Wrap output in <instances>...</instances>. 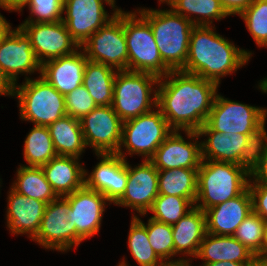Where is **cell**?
<instances>
[{
	"label": "cell",
	"instance_id": "obj_1",
	"mask_svg": "<svg viewBox=\"0 0 267 266\" xmlns=\"http://www.w3.org/2000/svg\"><path fill=\"white\" fill-rule=\"evenodd\" d=\"M157 84L156 108L173 130L198 131L206 123L217 94L216 83L179 70L160 77Z\"/></svg>",
	"mask_w": 267,
	"mask_h": 266
},
{
	"label": "cell",
	"instance_id": "obj_2",
	"mask_svg": "<svg viewBox=\"0 0 267 266\" xmlns=\"http://www.w3.org/2000/svg\"><path fill=\"white\" fill-rule=\"evenodd\" d=\"M250 56L251 52L235 47L211 26L195 25L190 35L188 57L181 71L219 85L221 76L239 69Z\"/></svg>",
	"mask_w": 267,
	"mask_h": 266
},
{
	"label": "cell",
	"instance_id": "obj_3",
	"mask_svg": "<svg viewBox=\"0 0 267 266\" xmlns=\"http://www.w3.org/2000/svg\"><path fill=\"white\" fill-rule=\"evenodd\" d=\"M150 24L160 57L171 71L182 70L188 57L190 35L195 26L170 10H139Z\"/></svg>",
	"mask_w": 267,
	"mask_h": 266
},
{
	"label": "cell",
	"instance_id": "obj_4",
	"mask_svg": "<svg viewBox=\"0 0 267 266\" xmlns=\"http://www.w3.org/2000/svg\"><path fill=\"white\" fill-rule=\"evenodd\" d=\"M248 176L251 177L235 163L202 160L198 169L197 196L194 206L205 211L239 196L248 188Z\"/></svg>",
	"mask_w": 267,
	"mask_h": 266
},
{
	"label": "cell",
	"instance_id": "obj_5",
	"mask_svg": "<svg viewBox=\"0 0 267 266\" xmlns=\"http://www.w3.org/2000/svg\"><path fill=\"white\" fill-rule=\"evenodd\" d=\"M19 99L21 119L34 125L48 127L67 115L64 95L41 76L37 80L26 78L23 85H14L11 96Z\"/></svg>",
	"mask_w": 267,
	"mask_h": 266
},
{
	"label": "cell",
	"instance_id": "obj_6",
	"mask_svg": "<svg viewBox=\"0 0 267 266\" xmlns=\"http://www.w3.org/2000/svg\"><path fill=\"white\" fill-rule=\"evenodd\" d=\"M159 82V77L147 72L117 71L114 78L113 101L111 106L121 120L138 117L157 107V90L151 101L153 84Z\"/></svg>",
	"mask_w": 267,
	"mask_h": 266
},
{
	"label": "cell",
	"instance_id": "obj_7",
	"mask_svg": "<svg viewBox=\"0 0 267 266\" xmlns=\"http://www.w3.org/2000/svg\"><path fill=\"white\" fill-rule=\"evenodd\" d=\"M136 15L124 12L128 71L147 72L159 78L166 76L171 70L160 57L151 26L141 15L140 18Z\"/></svg>",
	"mask_w": 267,
	"mask_h": 266
},
{
	"label": "cell",
	"instance_id": "obj_8",
	"mask_svg": "<svg viewBox=\"0 0 267 266\" xmlns=\"http://www.w3.org/2000/svg\"><path fill=\"white\" fill-rule=\"evenodd\" d=\"M83 45L84 47L80 48H83L88 60L111 66L117 71L128 70L124 12L119 9L114 17L92 34Z\"/></svg>",
	"mask_w": 267,
	"mask_h": 266
},
{
	"label": "cell",
	"instance_id": "obj_9",
	"mask_svg": "<svg viewBox=\"0 0 267 266\" xmlns=\"http://www.w3.org/2000/svg\"><path fill=\"white\" fill-rule=\"evenodd\" d=\"M173 131L158 108L156 112L152 110L124 121L121 145L127 148L129 155L140 154L149 160Z\"/></svg>",
	"mask_w": 267,
	"mask_h": 266
},
{
	"label": "cell",
	"instance_id": "obj_10",
	"mask_svg": "<svg viewBox=\"0 0 267 266\" xmlns=\"http://www.w3.org/2000/svg\"><path fill=\"white\" fill-rule=\"evenodd\" d=\"M267 109L224 99L216 94L206 124L216 132L249 135L266 120Z\"/></svg>",
	"mask_w": 267,
	"mask_h": 266
},
{
	"label": "cell",
	"instance_id": "obj_11",
	"mask_svg": "<svg viewBox=\"0 0 267 266\" xmlns=\"http://www.w3.org/2000/svg\"><path fill=\"white\" fill-rule=\"evenodd\" d=\"M86 146H91L96 154L116 153L123 159L121 150L123 121L110 106H97L81 120Z\"/></svg>",
	"mask_w": 267,
	"mask_h": 266
},
{
	"label": "cell",
	"instance_id": "obj_12",
	"mask_svg": "<svg viewBox=\"0 0 267 266\" xmlns=\"http://www.w3.org/2000/svg\"><path fill=\"white\" fill-rule=\"evenodd\" d=\"M41 72V63L38 61L31 46L30 38L18 27L11 28L0 41V75L12 88L20 73Z\"/></svg>",
	"mask_w": 267,
	"mask_h": 266
},
{
	"label": "cell",
	"instance_id": "obj_13",
	"mask_svg": "<svg viewBox=\"0 0 267 266\" xmlns=\"http://www.w3.org/2000/svg\"><path fill=\"white\" fill-rule=\"evenodd\" d=\"M69 209L68 200L62 196L48 203L39 231L33 239L45 248L60 251H66L73 245L78 246L83 239L69 223Z\"/></svg>",
	"mask_w": 267,
	"mask_h": 266
},
{
	"label": "cell",
	"instance_id": "obj_14",
	"mask_svg": "<svg viewBox=\"0 0 267 266\" xmlns=\"http://www.w3.org/2000/svg\"><path fill=\"white\" fill-rule=\"evenodd\" d=\"M103 2L115 7L113 0H64L63 11L67 16L62 18V22L79 47L119 10L115 9L113 15L108 16Z\"/></svg>",
	"mask_w": 267,
	"mask_h": 266
},
{
	"label": "cell",
	"instance_id": "obj_15",
	"mask_svg": "<svg viewBox=\"0 0 267 266\" xmlns=\"http://www.w3.org/2000/svg\"><path fill=\"white\" fill-rule=\"evenodd\" d=\"M19 27L30 38L31 46L41 65L45 61L70 55L76 48L80 49L62 20L48 23L24 22Z\"/></svg>",
	"mask_w": 267,
	"mask_h": 266
},
{
	"label": "cell",
	"instance_id": "obj_16",
	"mask_svg": "<svg viewBox=\"0 0 267 266\" xmlns=\"http://www.w3.org/2000/svg\"><path fill=\"white\" fill-rule=\"evenodd\" d=\"M69 203L68 216L72 228L84 240L98 233L101 218L105 209V201H109L98 191L85 185L73 193L64 196Z\"/></svg>",
	"mask_w": 267,
	"mask_h": 266
},
{
	"label": "cell",
	"instance_id": "obj_17",
	"mask_svg": "<svg viewBox=\"0 0 267 266\" xmlns=\"http://www.w3.org/2000/svg\"><path fill=\"white\" fill-rule=\"evenodd\" d=\"M159 195L158 170L150 160L131 168L128 164L126 190L116 205L132 207L137 213L145 215Z\"/></svg>",
	"mask_w": 267,
	"mask_h": 266
},
{
	"label": "cell",
	"instance_id": "obj_18",
	"mask_svg": "<svg viewBox=\"0 0 267 266\" xmlns=\"http://www.w3.org/2000/svg\"><path fill=\"white\" fill-rule=\"evenodd\" d=\"M102 157L85 186L103 194L114 204L122 197L128 180V162L116 153L96 154Z\"/></svg>",
	"mask_w": 267,
	"mask_h": 266
},
{
	"label": "cell",
	"instance_id": "obj_19",
	"mask_svg": "<svg viewBox=\"0 0 267 266\" xmlns=\"http://www.w3.org/2000/svg\"><path fill=\"white\" fill-rule=\"evenodd\" d=\"M197 142H186L178 130H174L149 160L157 170L199 169L202 161L201 143Z\"/></svg>",
	"mask_w": 267,
	"mask_h": 266
},
{
	"label": "cell",
	"instance_id": "obj_20",
	"mask_svg": "<svg viewBox=\"0 0 267 266\" xmlns=\"http://www.w3.org/2000/svg\"><path fill=\"white\" fill-rule=\"evenodd\" d=\"M253 211L252 196L247 188L239 196L206 209V232L233 236L238 226Z\"/></svg>",
	"mask_w": 267,
	"mask_h": 266
},
{
	"label": "cell",
	"instance_id": "obj_21",
	"mask_svg": "<svg viewBox=\"0 0 267 266\" xmlns=\"http://www.w3.org/2000/svg\"><path fill=\"white\" fill-rule=\"evenodd\" d=\"M77 50L70 55L45 61L41 65L40 76L64 96L83 83L88 59L84 52Z\"/></svg>",
	"mask_w": 267,
	"mask_h": 266
},
{
	"label": "cell",
	"instance_id": "obj_22",
	"mask_svg": "<svg viewBox=\"0 0 267 266\" xmlns=\"http://www.w3.org/2000/svg\"><path fill=\"white\" fill-rule=\"evenodd\" d=\"M188 138L208 135L207 141L201 143L202 160H213L238 164L240 155L246 146L247 136L236 133L213 131L206 123L198 131H185Z\"/></svg>",
	"mask_w": 267,
	"mask_h": 266
},
{
	"label": "cell",
	"instance_id": "obj_23",
	"mask_svg": "<svg viewBox=\"0 0 267 266\" xmlns=\"http://www.w3.org/2000/svg\"><path fill=\"white\" fill-rule=\"evenodd\" d=\"M8 195L7 225L12 234L29 233L33 239L39 231L46 203L28 198L11 188Z\"/></svg>",
	"mask_w": 267,
	"mask_h": 266
},
{
	"label": "cell",
	"instance_id": "obj_24",
	"mask_svg": "<svg viewBox=\"0 0 267 266\" xmlns=\"http://www.w3.org/2000/svg\"><path fill=\"white\" fill-rule=\"evenodd\" d=\"M79 158L57 155L41 168L58 197H64L85 185L86 170L78 164Z\"/></svg>",
	"mask_w": 267,
	"mask_h": 266
},
{
	"label": "cell",
	"instance_id": "obj_25",
	"mask_svg": "<svg viewBox=\"0 0 267 266\" xmlns=\"http://www.w3.org/2000/svg\"><path fill=\"white\" fill-rule=\"evenodd\" d=\"M210 238V239H209ZM196 258L204 264L222 261L237 263H255L258 257L233 236L206 233Z\"/></svg>",
	"mask_w": 267,
	"mask_h": 266
},
{
	"label": "cell",
	"instance_id": "obj_26",
	"mask_svg": "<svg viewBox=\"0 0 267 266\" xmlns=\"http://www.w3.org/2000/svg\"><path fill=\"white\" fill-rule=\"evenodd\" d=\"M174 255L183 252L196 257L206 232L205 212L194 206L172 225Z\"/></svg>",
	"mask_w": 267,
	"mask_h": 266
},
{
	"label": "cell",
	"instance_id": "obj_27",
	"mask_svg": "<svg viewBox=\"0 0 267 266\" xmlns=\"http://www.w3.org/2000/svg\"><path fill=\"white\" fill-rule=\"evenodd\" d=\"M48 129L57 155L79 158L86 148L79 119L66 115Z\"/></svg>",
	"mask_w": 267,
	"mask_h": 266
},
{
	"label": "cell",
	"instance_id": "obj_28",
	"mask_svg": "<svg viewBox=\"0 0 267 266\" xmlns=\"http://www.w3.org/2000/svg\"><path fill=\"white\" fill-rule=\"evenodd\" d=\"M111 66L87 60L82 85L87 89L97 106H110L116 71Z\"/></svg>",
	"mask_w": 267,
	"mask_h": 266
},
{
	"label": "cell",
	"instance_id": "obj_29",
	"mask_svg": "<svg viewBox=\"0 0 267 266\" xmlns=\"http://www.w3.org/2000/svg\"><path fill=\"white\" fill-rule=\"evenodd\" d=\"M198 169L158 170L159 195L188 198L194 205L197 196Z\"/></svg>",
	"mask_w": 267,
	"mask_h": 266
},
{
	"label": "cell",
	"instance_id": "obj_30",
	"mask_svg": "<svg viewBox=\"0 0 267 266\" xmlns=\"http://www.w3.org/2000/svg\"><path fill=\"white\" fill-rule=\"evenodd\" d=\"M12 189L28 198L41 200L46 204L58 197L41 167L20 166L17 170V180L12 185Z\"/></svg>",
	"mask_w": 267,
	"mask_h": 266
},
{
	"label": "cell",
	"instance_id": "obj_31",
	"mask_svg": "<svg viewBox=\"0 0 267 266\" xmlns=\"http://www.w3.org/2000/svg\"><path fill=\"white\" fill-rule=\"evenodd\" d=\"M57 156L48 127L35 125L24 144V158L29 167H42Z\"/></svg>",
	"mask_w": 267,
	"mask_h": 266
},
{
	"label": "cell",
	"instance_id": "obj_32",
	"mask_svg": "<svg viewBox=\"0 0 267 266\" xmlns=\"http://www.w3.org/2000/svg\"><path fill=\"white\" fill-rule=\"evenodd\" d=\"M169 5L175 13L190 20L194 25L210 26L212 24L210 19L219 20L229 16L219 0H173ZM187 13L202 17L196 18L197 20L194 21Z\"/></svg>",
	"mask_w": 267,
	"mask_h": 266
},
{
	"label": "cell",
	"instance_id": "obj_33",
	"mask_svg": "<svg viewBox=\"0 0 267 266\" xmlns=\"http://www.w3.org/2000/svg\"><path fill=\"white\" fill-rule=\"evenodd\" d=\"M128 246L131 255L140 266H164V263L152 249L146 230V225L133 216L130 225Z\"/></svg>",
	"mask_w": 267,
	"mask_h": 266
},
{
	"label": "cell",
	"instance_id": "obj_34",
	"mask_svg": "<svg viewBox=\"0 0 267 266\" xmlns=\"http://www.w3.org/2000/svg\"><path fill=\"white\" fill-rule=\"evenodd\" d=\"M265 221L252 211L238 226L233 237L246 246L258 259L264 260Z\"/></svg>",
	"mask_w": 267,
	"mask_h": 266
},
{
	"label": "cell",
	"instance_id": "obj_35",
	"mask_svg": "<svg viewBox=\"0 0 267 266\" xmlns=\"http://www.w3.org/2000/svg\"><path fill=\"white\" fill-rule=\"evenodd\" d=\"M193 205L188 198L158 195L149 211L154 214L152 219L174 225L194 207Z\"/></svg>",
	"mask_w": 267,
	"mask_h": 266
},
{
	"label": "cell",
	"instance_id": "obj_36",
	"mask_svg": "<svg viewBox=\"0 0 267 266\" xmlns=\"http://www.w3.org/2000/svg\"><path fill=\"white\" fill-rule=\"evenodd\" d=\"M146 230L152 249L164 263L174 264L189 261L185 259L167 261L171 256H174L172 225L150 218Z\"/></svg>",
	"mask_w": 267,
	"mask_h": 266
},
{
	"label": "cell",
	"instance_id": "obj_37",
	"mask_svg": "<svg viewBox=\"0 0 267 266\" xmlns=\"http://www.w3.org/2000/svg\"><path fill=\"white\" fill-rule=\"evenodd\" d=\"M264 124L265 122L247 136L246 146L237 164L250 176L267 154V133Z\"/></svg>",
	"mask_w": 267,
	"mask_h": 266
},
{
	"label": "cell",
	"instance_id": "obj_38",
	"mask_svg": "<svg viewBox=\"0 0 267 266\" xmlns=\"http://www.w3.org/2000/svg\"><path fill=\"white\" fill-rule=\"evenodd\" d=\"M239 16L245 21L256 44L267 46V0H253Z\"/></svg>",
	"mask_w": 267,
	"mask_h": 266
},
{
	"label": "cell",
	"instance_id": "obj_39",
	"mask_svg": "<svg viewBox=\"0 0 267 266\" xmlns=\"http://www.w3.org/2000/svg\"><path fill=\"white\" fill-rule=\"evenodd\" d=\"M64 98L67 115L79 120L97 107L95 101L83 85L66 94Z\"/></svg>",
	"mask_w": 267,
	"mask_h": 266
},
{
	"label": "cell",
	"instance_id": "obj_40",
	"mask_svg": "<svg viewBox=\"0 0 267 266\" xmlns=\"http://www.w3.org/2000/svg\"><path fill=\"white\" fill-rule=\"evenodd\" d=\"M31 15H36V19L32 17L24 22L32 23H48L58 22L62 20L64 0H30L27 4Z\"/></svg>",
	"mask_w": 267,
	"mask_h": 266
},
{
	"label": "cell",
	"instance_id": "obj_41",
	"mask_svg": "<svg viewBox=\"0 0 267 266\" xmlns=\"http://www.w3.org/2000/svg\"><path fill=\"white\" fill-rule=\"evenodd\" d=\"M248 188L252 196L253 211L264 221H267V186L252 184L250 180Z\"/></svg>",
	"mask_w": 267,
	"mask_h": 266
},
{
	"label": "cell",
	"instance_id": "obj_42",
	"mask_svg": "<svg viewBox=\"0 0 267 266\" xmlns=\"http://www.w3.org/2000/svg\"><path fill=\"white\" fill-rule=\"evenodd\" d=\"M252 1L253 0H219L228 15H239L251 4Z\"/></svg>",
	"mask_w": 267,
	"mask_h": 266
},
{
	"label": "cell",
	"instance_id": "obj_43",
	"mask_svg": "<svg viewBox=\"0 0 267 266\" xmlns=\"http://www.w3.org/2000/svg\"><path fill=\"white\" fill-rule=\"evenodd\" d=\"M253 176V184H262L267 186V154L261 160L258 168L251 174Z\"/></svg>",
	"mask_w": 267,
	"mask_h": 266
},
{
	"label": "cell",
	"instance_id": "obj_44",
	"mask_svg": "<svg viewBox=\"0 0 267 266\" xmlns=\"http://www.w3.org/2000/svg\"><path fill=\"white\" fill-rule=\"evenodd\" d=\"M30 0H4L5 7L8 11H20Z\"/></svg>",
	"mask_w": 267,
	"mask_h": 266
},
{
	"label": "cell",
	"instance_id": "obj_45",
	"mask_svg": "<svg viewBox=\"0 0 267 266\" xmlns=\"http://www.w3.org/2000/svg\"><path fill=\"white\" fill-rule=\"evenodd\" d=\"M254 263H237L231 261L215 262L210 264H203V266H251Z\"/></svg>",
	"mask_w": 267,
	"mask_h": 266
},
{
	"label": "cell",
	"instance_id": "obj_46",
	"mask_svg": "<svg viewBox=\"0 0 267 266\" xmlns=\"http://www.w3.org/2000/svg\"><path fill=\"white\" fill-rule=\"evenodd\" d=\"M10 28V23L3 16H0V41Z\"/></svg>",
	"mask_w": 267,
	"mask_h": 266
},
{
	"label": "cell",
	"instance_id": "obj_47",
	"mask_svg": "<svg viewBox=\"0 0 267 266\" xmlns=\"http://www.w3.org/2000/svg\"><path fill=\"white\" fill-rule=\"evenodd\" d=\"M11 87L6 83L3 77L0 75V95H11Z\"/></svg>",
	"mask_w": 267,
	"mask_h": 266
},
{
	"label": "cell",
	"instance_id": "obj_48",
	"mask_svg": "<svg viewBox=\"0 0 267 266\" xmlns=\"http://www.w3.org/2000/svg\"><path fill=\"white\" fill-rule=\"evenodd\" d=\"M264 260H267V221H265L264 231Z\"/></svg>",
	"mask_w": 267,
	"mask_h": 266
},
{
	"label": "cell",
	"instance_id": "obj_49",
	"mask_svg": "<svg viewBox=\"0 0 267 266\" xmlns=\"http://www.w3.org/2000/svg\"><path fill=\"white\" fill-rule=\"evenodd\" d=\"M259 87L263 92L267 93V78L260 82Z\"/></svg>",
	"mask_w": 267,
	"mask_h": 266
},
{
	"label": "cell",
	"instance_id": "obj_50",
	"mask_svg": "<svg viewBox=\"0 0 267 266\" xmlns=\"http://www.w3.org/2000/svg\"><path fill=\"white\" fill-rule=\"evenodd\" d=\"M251 266H267V260H260L258 259L253 265Z\"/></svg>",
	"mask_w": 267,
	"mask_h": 266
},
{
	"label": "cell",
	"instance_id": "obj_51",
	"mask_svg": "<svg viewBox=\"0 0 267 266\" xmlns=\"http://www.w3.org/2000/svg\"><path fill=\"white\" fill-rule=\"evenodd\" d=\"M164 266H190L189 262H181V263H174V264H165Z\"/></svg>",
	"mask_w": 267,
	"mask_h": 266
},
{
	"label": "cell",
	"instance_id": "obj_52",
	"mask_svg": "<svg viewBox=\"0 0 267 266\" xmlns=\"http://www.w3.org/2000/svg\"><path fill=\"white\" fill-rule=\"evenodd\" d=\"M0 7L6 9L4 0H0ZM0 16H2V15L0 14Z\"/></svg>",
	"mask_w": 267,
	"mask_h": 266
},
{
	"label": "cell",
	"instance_id": "obj_53",
	"mask_svg": "<svg viewBox=\"0 0 267 266\" xmlns=\"http://www.w3.org/2000/svg\"><path fill=\"white\" fill-rule=\"evenodd\" d=\"M161 2H167V4L169 5L173 0H159Z\"/></svg>",
	"mask_w": 267,
	"mask_h": 266
},
{
	"label": "cell",
	"instance_id": "obj_54",
	"mask_svg": "<svg viewBox=\"0 0 267 266\" xmlns=\"http://www.w3.org/2000/svg\"><path fill=\"white\" fill-rule=\"evenodd\" d=\"M118 266H128V265L125 263V260H123V262L119 263Z\"/></svg>",
	"mask_w": 267,
	"mask_h": 266
}]
</instances>
